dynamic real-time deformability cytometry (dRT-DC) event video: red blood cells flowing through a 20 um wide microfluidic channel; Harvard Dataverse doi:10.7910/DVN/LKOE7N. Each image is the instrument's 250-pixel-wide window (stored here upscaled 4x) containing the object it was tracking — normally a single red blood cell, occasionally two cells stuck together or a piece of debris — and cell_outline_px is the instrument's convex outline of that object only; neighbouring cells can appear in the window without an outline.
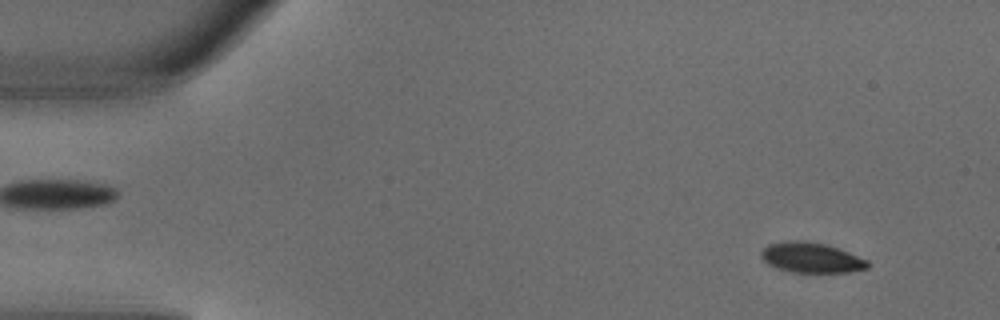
{"species": "common noctule bat (a hibernating species)", "species_latin": "Nyctalus noctula", "temperature_condition": "warm", "stored_images_in_passage": 3, "camera_frame_rate_fps": 3000, "um_per_image_px": 0.085, "animal": {"sex": "male", "body_mass_g": 18.8}, "frame": {"image": 1, "passage_image": 1, "time_ms": 0.0, "image_size_px": [1000, 320], "cell_outline_px": [[868, 268], [848, 272], [792, 272], [768, 264], [760, 256], [760, 252], [768, 244], [788, 240], [804, 240], [824, 244], [848, 252], [868, 260]], "centroid_in_image_um": [68.94, 21.89], "position_along_channel_um": 16.1, "area_um2": 18.55}}